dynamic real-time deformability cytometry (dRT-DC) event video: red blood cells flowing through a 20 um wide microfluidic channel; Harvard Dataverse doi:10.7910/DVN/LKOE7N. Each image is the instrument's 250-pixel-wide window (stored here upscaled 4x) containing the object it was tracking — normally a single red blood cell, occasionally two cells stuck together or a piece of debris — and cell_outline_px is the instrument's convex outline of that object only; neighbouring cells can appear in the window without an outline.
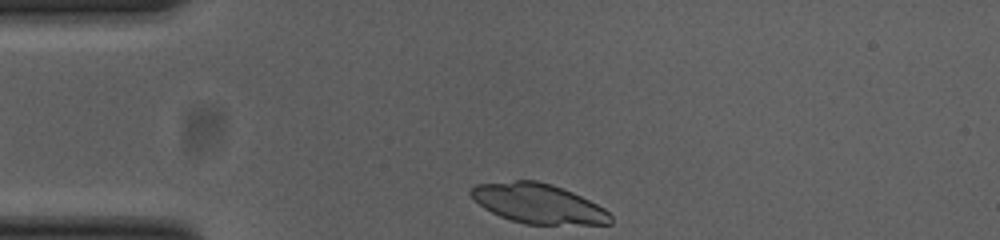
{"species": "common noctule bat (a hibernating species)", "species_latin": "Nyctalus noctula", "temperature_condition": "cold", "stored_images_in_passage": 32, "camera_frame_rate_fps": 3000, "um_per_image_px": 0.085, "animal": {"sex": "female", "body_mass_g": 23.0, "forearm_length_mm": 53.4}, "frame": {"image": 1, "passage_image": 1, "time_ms": 0.0, "image_size_px": [1000, 240], "cell_outline_px": [[612, 224], [524, 224], [500, 216], [484, 208], [468, 192], [476, 184], [516, 180], [536, 180], [552, 184], [572, 192], [604, 208], [612, 216]], "centroid_in_image_um": [45.75, 17.3], "position_along_channel_um": 39.2, "area_um2": 32.02}}
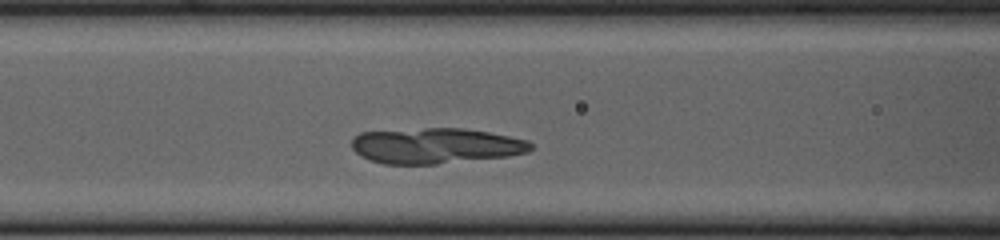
{"frame": {"image": 2, "passage_image": 11, "time_ms": 3.333, "image_size_px": [1000, 240], "cell_outline_px": [[532, 148], [528, 152], [508, 156], [436, 164], [384, 164], [372, 160], [356, 152], [352, 148], [352, 140], [360, 132], [424, 128], [464, 128], [488, 132], [528, 140], [532, 144]], "centroid_in_image_um": [37.05, 12.38], "position_along_channel_um": 129.6, "area_um2": 36.93}}
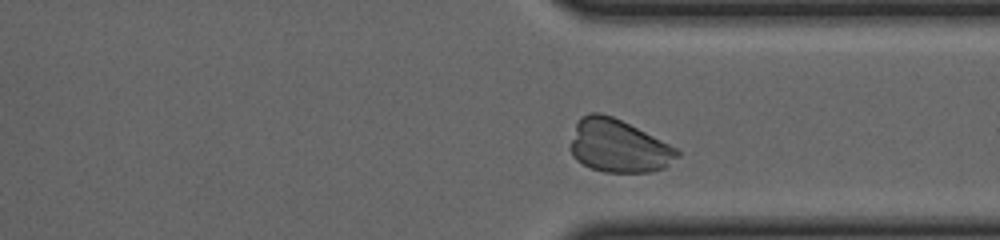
{"frame": {"image": 3, "passage_image": 30, "time_ms": 9.667, "image_size_px": [1000, 240], "cell_outline_px": [[680, 156], [664, 168], [652, 172], [604, 172], [592, 168], [576, 160], [572, 156], [572, 140], [576, 124], [580, 116], [588, 112], [600, 112], [612, 116], [676, 148], [680, 152]], "centroid_in_image_um": [52.56, 12.41], "position_along_channel_um": 358.8, "area_um2": 32.54}}